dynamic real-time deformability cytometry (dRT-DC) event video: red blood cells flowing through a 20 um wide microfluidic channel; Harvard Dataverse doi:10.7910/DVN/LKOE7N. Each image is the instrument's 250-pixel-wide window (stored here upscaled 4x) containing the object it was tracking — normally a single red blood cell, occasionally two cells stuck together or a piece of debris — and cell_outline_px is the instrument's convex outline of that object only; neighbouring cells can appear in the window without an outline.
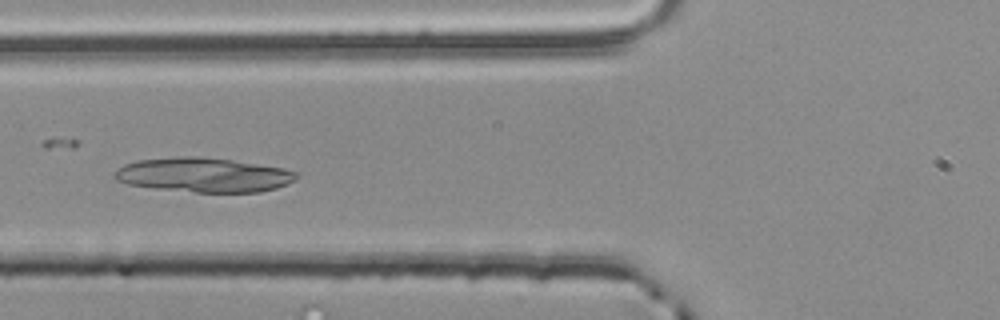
{"species": "common noctule bat (a hibernating species)", "species_latin": "Nyctalus noctula", "temperature_condition": "room temperature", "stored_images_in_passage": 6, "camera_frame_rate_fps": 3000, "um_per_image_px": 0.085, "animal": {"sex": "male", "body_mass_g": 20.4}, "frame": {"image": 1, "passage_image": 6, "time_ms": 1.667, "image_size_px": [1000, 320], "cell_outline_px": [[296, 180], [288, 184], [276, 188], [260, 192], [196, 192], [156, 188], [128, 184], [116, 180], [112, 176], [116, 168], [124, 164], [136, 160], [176, 156], [196, 156], [232, 160], [284, 168], [296, 172]], "centroid_in_image_um": [17.27, 14.86], "position_along_channel_um": 108.5, "area_um2": 36.59}}